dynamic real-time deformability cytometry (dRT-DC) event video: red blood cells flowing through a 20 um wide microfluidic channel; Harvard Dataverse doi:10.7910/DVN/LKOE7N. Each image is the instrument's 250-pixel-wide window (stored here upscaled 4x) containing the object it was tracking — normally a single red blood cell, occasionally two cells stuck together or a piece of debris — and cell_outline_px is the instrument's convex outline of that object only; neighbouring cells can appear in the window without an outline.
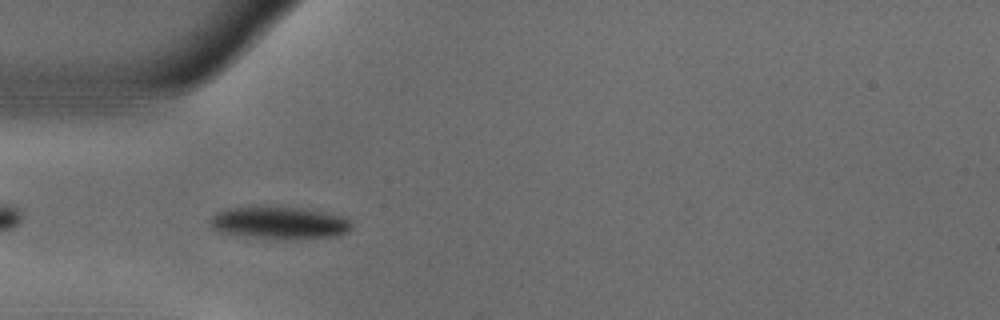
{"species": "common noctule bat (a hibernating species)", "species_latin": "Nyctalus noctula", "temperature_condition": "warm", "stored_images_in_passage": 41, "camera_frame_rate_fps": 3000, "um_per_image_px": 0.085, "animal": {"sex": "male", "body_mass_g": 18.8}, "frame": {"image": 1, "passage_image": 3, "time_ms": 0.667, "image_size_px": [1000, 320], "cell_outline_px": [[352, 228], [348, 232], [340, 236], [292, 240], [252, 236], [220, 232], [212, 228], [208, 220], [216, 212], [228, 208], [260, 204], [264, 204], [304, 208], [344, 216], [352, 224]], "centroid_in_image_um": [23.76, 18.9], "position_along_channel_um": 61.2, "area_um2": 27.63}}
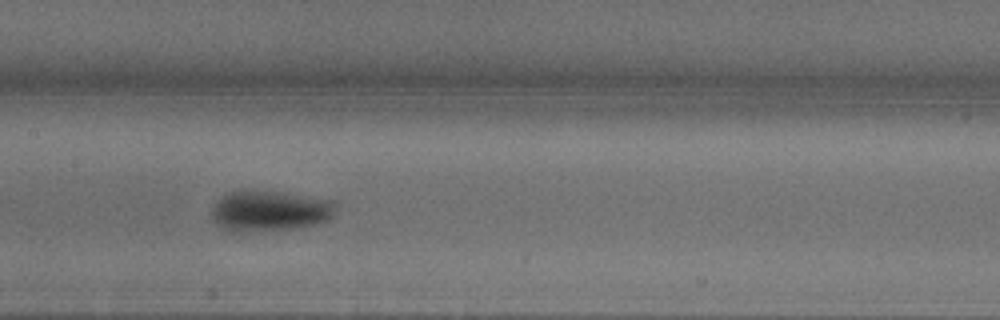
{"frame": {"image": 2, "passage_image": 13, "time_ms": 4.0, "image_size_px": [1000, 320], "cell_outline_px": [[336, 208], [332, 216], [328, 220], [312, 224], [288, 228], [232, 232], [216, 224], [212, 216], [212, 208], [216, 200], [240, 188], [244, 188], [280, 192], [336, 200]], "centroid_in_image_um": [22.91, 17.88], "position_along_channel_um": 184.5, "area_um2": 29.36}}
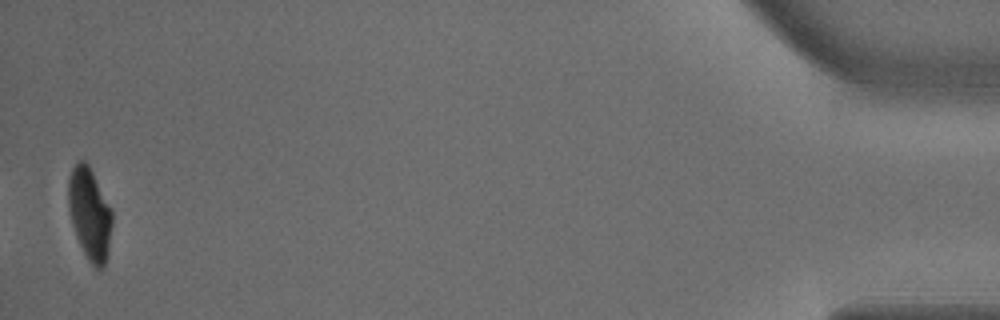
{"frame": {"image": 3, "passage_image": 40, "time_ms": 13.0, "image_size_px": [1000, 320], "cell_outline_px": [[112, 224], [108, 252], [104, 268], [100, 272], [88, 260], [76, 236], [68, 212], [68, 176], [72, 168], [80, 160], [84, 160], [88, 164], [112, 208]], "centroid_in_image_um": [7.62, 18.18], "position_along_channel_um": 427.6, "area_um2": 23.7}, "authors_computed_cell_mechanics": {"area_um2": 27.6284, "velocity_mm_per_s": 3.7133, "shape_relaxation_time_tau1_ms": 2.966, "shape_relaxation_time_tau2_ms": null, "deformation_change_tau1": 0.167, "deformation_change_tau2": null}}